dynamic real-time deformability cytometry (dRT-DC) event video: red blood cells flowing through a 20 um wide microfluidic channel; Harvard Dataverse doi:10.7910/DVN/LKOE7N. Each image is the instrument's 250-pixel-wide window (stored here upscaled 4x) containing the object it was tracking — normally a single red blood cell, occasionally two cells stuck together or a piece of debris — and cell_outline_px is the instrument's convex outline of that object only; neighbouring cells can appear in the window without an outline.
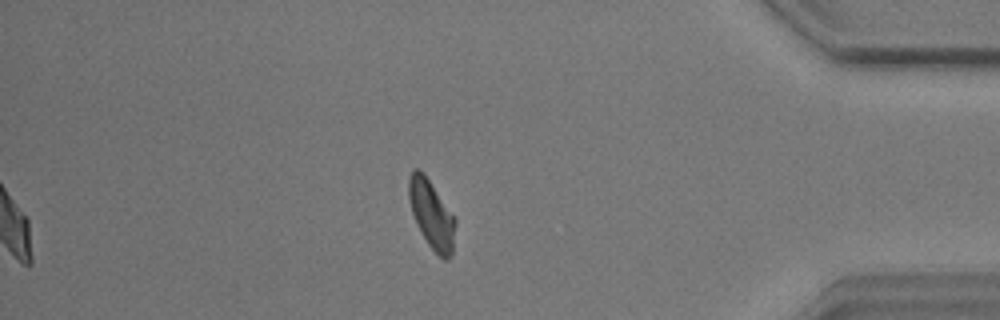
{"species": "common noctule bat (a hibernating species)", "species_latin": "Nyctalus noctula", "temperature_condition": "warm", "stored_images_in_passage": 49, "camera_frame_rate_fps": 3000, "um_per_image_px": 0.085, "animal": {"sex": "male", "body_mass_g": 17.9}, "frame": {"image": 1, "passage_image": 49, "time_ms": 16.0, "image_size_px": [1000, 320], "cell_outline_px": [[456, 224], [452, 252], [448, 260], [444, 260], [428, 244], [420, 232], [416, 224], [412, 212], [408, 196], [408, 180], [412, 172], [416, 168], [424, 172], [456, 220]], "centroid_in_image_um": [36.67, 18.23], "position_along_channel_um": 398.5, "area_um2": 18.32}, "authors_computed_cell_mechanics": {"area_um2": 18.3226, "velocity_mm_per_s": 3.5057, "shape_relaxation_time_tau1_ms": 7.3685, "shape_relaxation_time_tau2_ms": 2.8194, "deformation_change_tau1": 0.1763, "deformation_change_tau2": 0.0873}}